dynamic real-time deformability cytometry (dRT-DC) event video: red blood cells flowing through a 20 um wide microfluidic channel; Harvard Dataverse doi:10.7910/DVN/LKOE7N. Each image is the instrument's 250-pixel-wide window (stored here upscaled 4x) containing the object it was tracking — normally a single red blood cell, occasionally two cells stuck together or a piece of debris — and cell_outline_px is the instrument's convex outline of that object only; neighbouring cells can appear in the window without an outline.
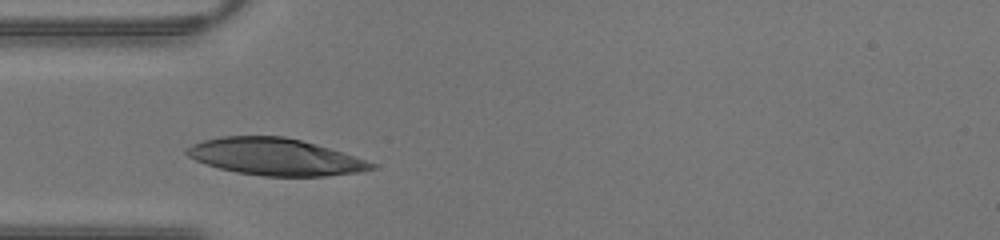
{"species": "human", "species_latin": "Homo sapiens", "temperature_condition": "warm", "stored_images_in_passage": 18, "camera_frame_rate_fps": 3000, "um_per_image_px": 0.085, "donor": {"sex": "male"}, "frame": {"image": 1, "passage_image": 2, "time_ms": 0.333, "image_size_px": [1000, 240], "cell_outline_px": [[376, 168], [360, 172], [324, 176], [264, 176], [236, 172], [220, 168], [196, 160], [188, 156], [184, 152], [192, 144], [204, 140], [224, 136], [284, 136], [316, 144], [376, 164]], "centroid_in_image_um": [23.37, 13.33], "position_along_channel_um": 61.6, "area_um2": 39.19}}
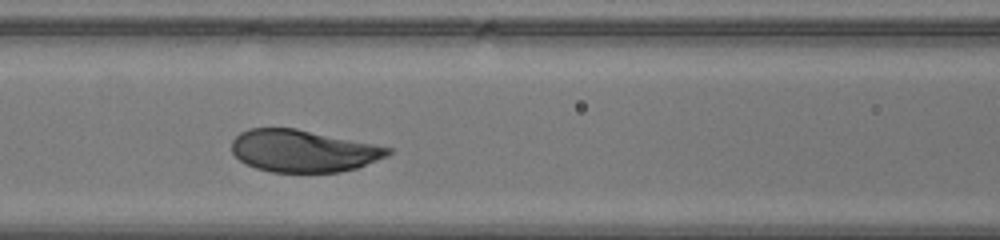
{"frame": {"image": 2, "passage_image": 7, "time_ms": 2.0, "image_size_px": [1000, 240], "cell_outline_px": [[392, 152], [388, 156], [356, 168], [340, 172], [272, 172], [256, 168], [240, 160], [232, 152], [232, 140], [240, 132], [248, 128], [296, 128], [392, 148]], "centroid_in_image_um": [25.76, 12.82], "position_along_channel_um": 140.8, "area_um2": 38.21}}
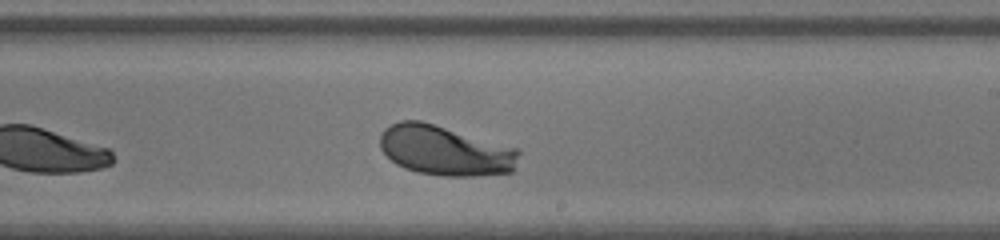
{"frame": {"image": 3, "passage_image": 14, "time_ms": 4.333, "image_size_px": [1000, 240], "cell_outline_px": [[520, 152], [516, 168], [512, 172], [476, 176], [444, 176], [416, 172], [404, 168], [396, 164], [380, 148], [380, 136], [384, 128], [400, 120], [420, 120], [520, 148]], "centroid_in_image_um": [37.87, 12.8], "position_along_channel_um": 251.1, "area_um2": 40.75}}